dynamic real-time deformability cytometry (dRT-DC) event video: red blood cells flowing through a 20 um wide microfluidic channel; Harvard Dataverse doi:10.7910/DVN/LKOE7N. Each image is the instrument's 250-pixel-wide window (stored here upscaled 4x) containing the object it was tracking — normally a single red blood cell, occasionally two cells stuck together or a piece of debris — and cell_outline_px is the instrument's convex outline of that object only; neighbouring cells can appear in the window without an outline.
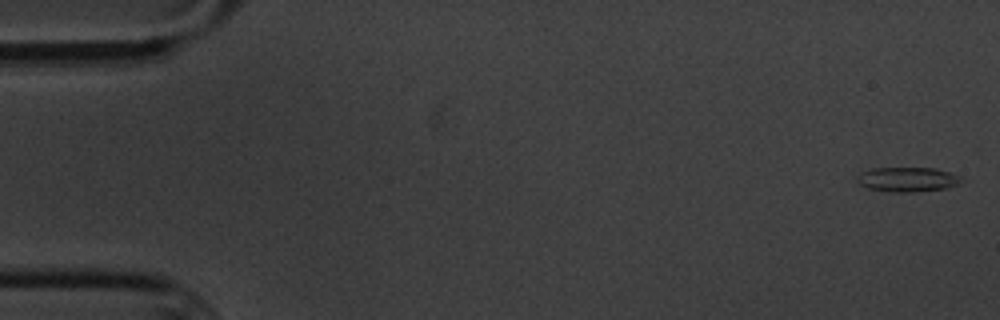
{"species": "common noctule bat (a hibernating species)", "species_latin": "Nyctalus noctula", "temperature_condition": "cold", "stored_images_in_passage": 5, "camera_frame_rate_fps": 3000, "um_per_image_px": 0.085, "animal": {"sex": "male", "body_mass_g": 20.1, "forearm_length_mm": 53.5}, "frame": {"image": 1, "passage_image": 1, "time_ms": 0.0, "image_size_px": [1000, 320], "cell_outline_px": [[960, 180], [956, 184], [944, 188], [912, 192], [888, 192], [868, 188], [860, 184], [856, 180], [856, 176], [860, 172], [872, 168], [936, 168], [960, 176]], "centroid_in_image_um": [77.05, 15.24], "position_along_channel_um": 8.0, "area_um2": 14.8}}
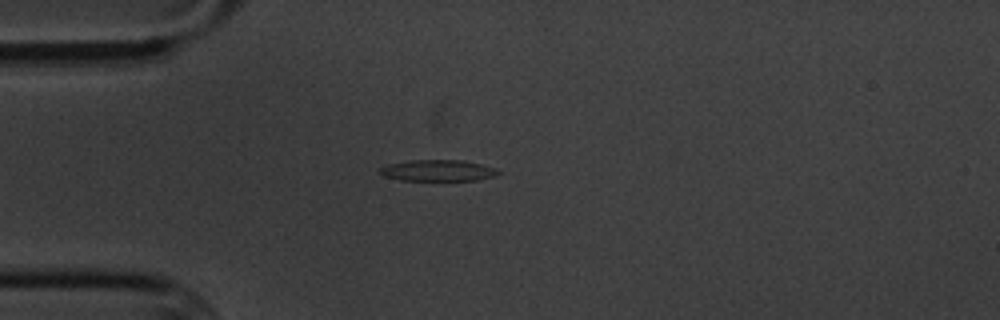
{"frame": {"image": 2, "passage_image": 5, "time_ms": 4.667, "image_size_px": [1000, 320], "cell_outline_px": [[500, 172], [496, 176], [476, 180], [400, 180], [384, 176], [380, 172], [380, 168], [388, 164], [412, 160], [460, 160], [480, 164], [496, 168]], "centroid_in_image_um": [37.24, 14.49], "position_along_channel_um": 47.8, "area_um2": 14.51}}